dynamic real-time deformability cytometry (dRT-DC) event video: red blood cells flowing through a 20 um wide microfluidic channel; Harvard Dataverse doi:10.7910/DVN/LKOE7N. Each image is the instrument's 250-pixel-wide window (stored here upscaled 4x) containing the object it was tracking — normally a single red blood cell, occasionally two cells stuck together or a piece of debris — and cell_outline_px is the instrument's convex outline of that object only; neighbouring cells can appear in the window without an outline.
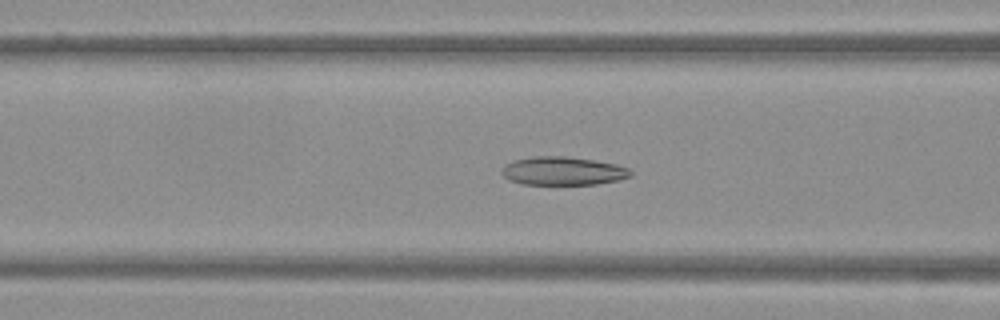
{"species": "Egyptian fruit bat (a non-hibernating species)", "species_latin": "Rousettus aegyptiacus", "temperature_condition": "warm", "stored_images_in_passage": 51, "camera_frame_rate_fps": 3000, "um_per_image_px": 0.085, "frame": {"image": 1, "passage_image": 21, "time_ms": 6.667, "image_size_px": [1000, 320], "cell_outline_px": [[632, 176], [616, 180], [596, 184], [524, 184], [508, 180], [500, 172], [500, 168], [504, 164], [512, 160], [532, 156], [564, 156], [592, 160], [616, 164], [628, 168], [632, 172]], "centroid_in_image_um": [47.78, 14.52], "position_along_channel_um": 118.8, "area_um2": 21.39}}
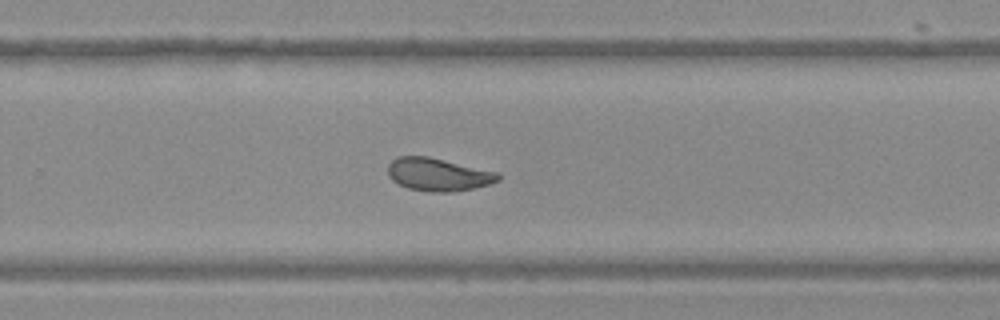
{"frame": {"image": 2, "passage_image": 34, "time_ms": 11.0, "image_size_px": [1000, 320], "cell_outline_px": [[500, 180], [488, 184], [472, 188], [452, 192], [432, 192], [408, 188], [392, 180], [388, 176], [388, 164], [396, 156], [428, 156], [500, 172]], "centroid_in_image_um": [37.25, 14.82], "position_along_channel_um": 292.6, "area_um2": 21.21}}
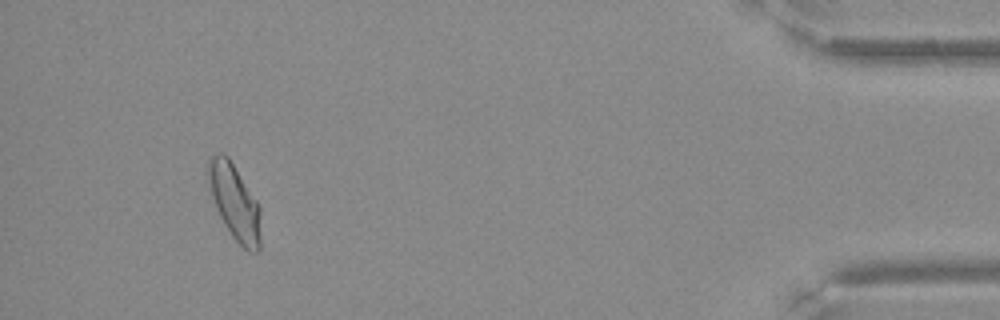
{"frame": {"image": 3, "passage_image": 48, "time_ms": 15.667, "image_size_px": [1000, 320], "cell_outline_px": [[260, 252], [248, 252], [232, 236], [224, 224], [216, 208], [212, 196], [208, 180], [208, 156], [220, 152], [224, 152], [228, 156], [260, 204]], "centroid_in_image_um": [19.96, 17.16], "position_along_channel_um": 415.2, "area_um2": 23.29}}